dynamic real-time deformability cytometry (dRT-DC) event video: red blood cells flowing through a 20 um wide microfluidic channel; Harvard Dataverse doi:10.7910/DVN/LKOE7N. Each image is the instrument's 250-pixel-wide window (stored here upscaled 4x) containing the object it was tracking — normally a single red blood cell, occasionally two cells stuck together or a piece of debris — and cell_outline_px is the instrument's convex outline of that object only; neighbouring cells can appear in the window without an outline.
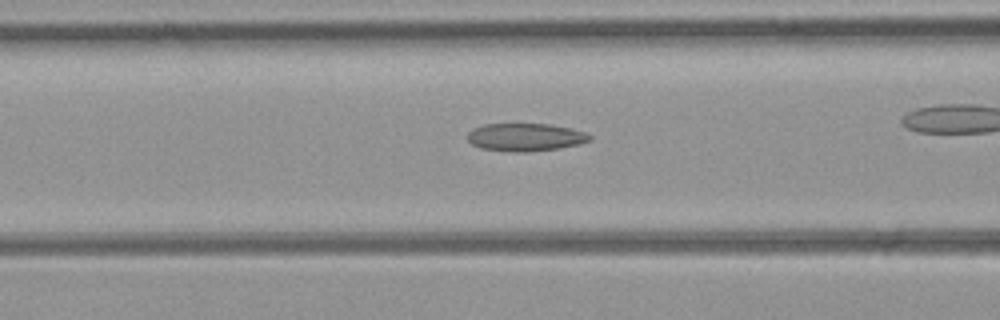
{"species": "common noctule bat (a hibernating species)", "species_latin": "Nyctalus noctula", "temperature_condition": "room temperature", "stored_images_in_passage": 31, "camera_frame_rate_fps": 3000, "um_per_image_px": 0.085, "animal": {"sex": "female", "body_mass_g": 21.9}, "frame": {"image": 1, "passage_image": 18, "time_ms": 5.667, "image_size_px": [1000, 320], "cell_outline_px": [[592, 140], [580, 144], [560, 148], [524, 152], [512, 152], [480, 148], [472, 144], [468, 140], [468, 132], [484, 124], [548, 124], [572, 128], [584, 132], [592, 136]], "centroid_in_image_um": [44.69, 11.66], "position_along_channel_um": 121.9, "area_um2": 19.83}}
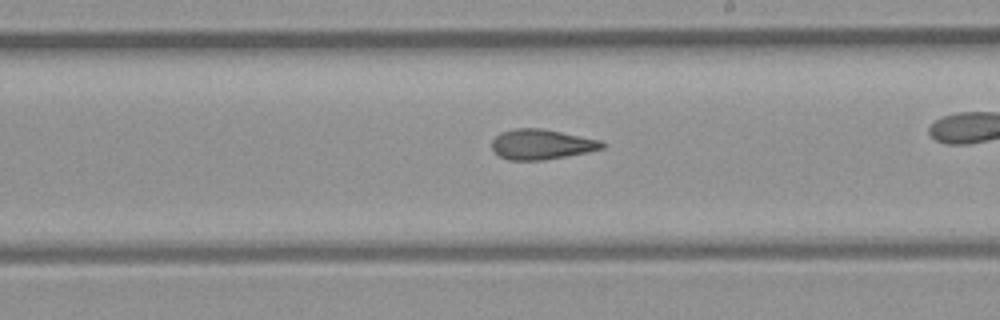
{"frame": {"image": 2, "passage_image": 27, "time_ms": 8.667, "image_size_px": [1000, 320], "cell_outline_px": [[604, 148], [588, 152], [568, 156], [544, 160], [508, 160], [500, 156], [492, 148], [492, 140], [500, 132], [516, 128], [540, 128], [600, 140], [604, 144]], "centroid_in_image_um": [46.01, 12.27], "position_along_channel_um": 243.0, "area_um2": 19.25}}